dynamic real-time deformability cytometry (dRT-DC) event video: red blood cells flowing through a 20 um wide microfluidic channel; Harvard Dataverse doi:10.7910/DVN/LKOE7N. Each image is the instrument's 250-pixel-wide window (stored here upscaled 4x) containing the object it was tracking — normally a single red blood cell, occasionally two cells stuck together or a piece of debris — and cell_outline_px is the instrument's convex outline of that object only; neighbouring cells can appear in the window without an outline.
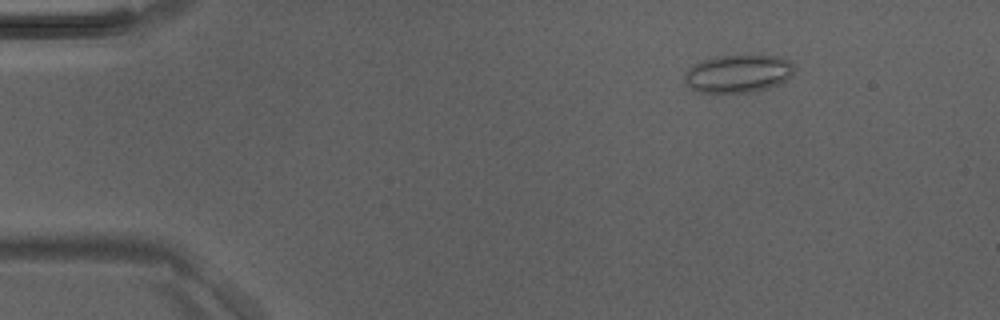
{"species": "Egyptian fruit bat (a non-hibernating species)", "species_latin": "Rousettus aegyptiacus", "temperature_condition": "room temperature", "stored_images_in_passage": 3, "camera_frame_rate_fps": 3000, "um_per_image_px": 0.085, "animal": {"sex": "male"}, "frame": {"image": 1, "passage_image": 1, "time_ms": 0.0, "image_size_px": [1000, 320], "cell_outline_px": [[792, 72], [780, 84], [768, 88], [752, 92], [700, 92], [688, 88], [684, 80], [684, 76], [688, 68], [692, 64], [700, 60], [716, 56], [780, 56], [792, 60]], "centroid_in_image_um": [62.69, 6.25], "position_along_channel_um": 22.3, "area_um2": 24.22}}